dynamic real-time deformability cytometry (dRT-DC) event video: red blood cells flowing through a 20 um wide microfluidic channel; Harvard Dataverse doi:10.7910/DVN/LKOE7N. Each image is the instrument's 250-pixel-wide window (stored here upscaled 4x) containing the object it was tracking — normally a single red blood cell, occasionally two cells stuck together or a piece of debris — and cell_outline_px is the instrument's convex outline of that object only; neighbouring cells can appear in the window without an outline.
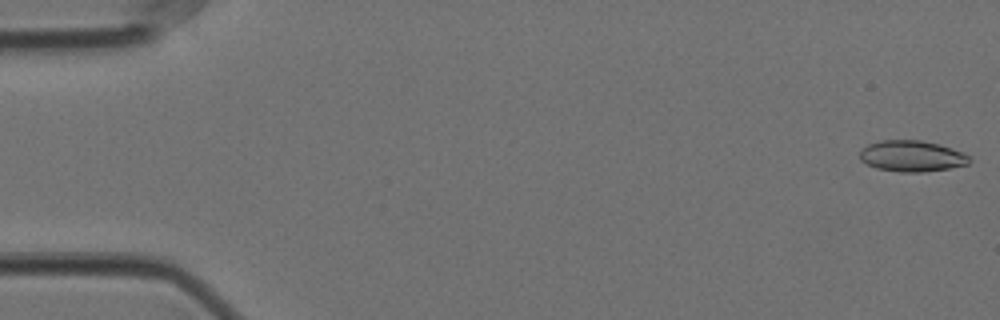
{"species": "Egyptian fruit bat (a non-hibernating species)", "species_latin": "Rousettus aegyptiacus", "temperature_condition": "cold", "stored_images_in_passage": 24, "camera_frame_rate_fps": 3000, "um_per_image_px": 0.085, "animal": {"sex": "female"}, "frame": {"image": 1, "passage_image": 1, "time_ms": 0.0, "image_size_px": [1000, 320], "cell_outline_px": [[972, 160], [968, 164], [948, 168], [920, 172], [900, 172], [876, 168], [860, 160], [860, 152], [868, 144], [880, 140], [920, 140], [940, 144], [952, 148], [968, 156]], "centroid_in_image_um": [77.49, 13.26], "position_along_channel_um": 7.5, "area_um2": 19.71}}
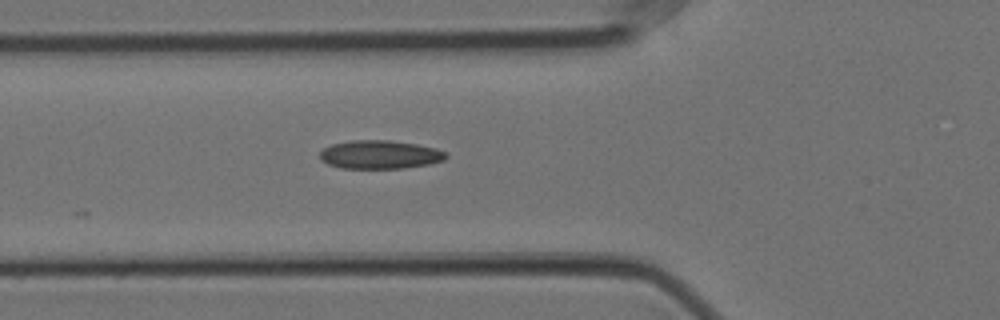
{"frame": {"image": 2, "passage_image": 20, "time_ms": 6.333, "image_size_px": [1000, 320], "cell_outline_px": [[448, 156], [444, 160], [428, 164], [404, 168], [340, 168], [328, 164], [320, 160], [320, 152], [324, 148], [332, 144], [352, 140], [388, 140], [416, 144], [436, 148], [444, 152]], "centroid_in_image_um": [32.27, 13.14], "position_along_channel_um": 93.5, "area_um2": 20.87}}
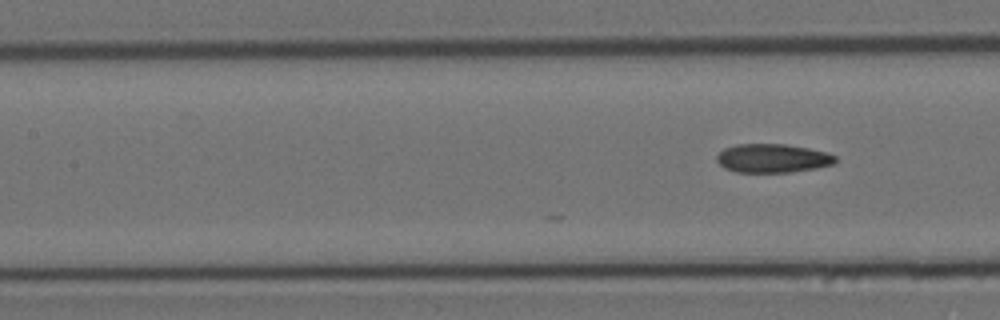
{"frame": {"image": 3, "passage_image": 24, "time_ms": 7.667, "image_size_px": [1000, 320], "cell_outline_px": [[836, 164], [816, 168], [792, 172], [736, 172], [724, 168], [716, 160], [716, 156], [724, 148], [736, 144], [784, 144], [808, 148], [824, 152], [836, 156]], "centroid_in_image_um": [65.66, 13.46], "position_along_channel_um": 141.7, "area_um2": 19.88}}